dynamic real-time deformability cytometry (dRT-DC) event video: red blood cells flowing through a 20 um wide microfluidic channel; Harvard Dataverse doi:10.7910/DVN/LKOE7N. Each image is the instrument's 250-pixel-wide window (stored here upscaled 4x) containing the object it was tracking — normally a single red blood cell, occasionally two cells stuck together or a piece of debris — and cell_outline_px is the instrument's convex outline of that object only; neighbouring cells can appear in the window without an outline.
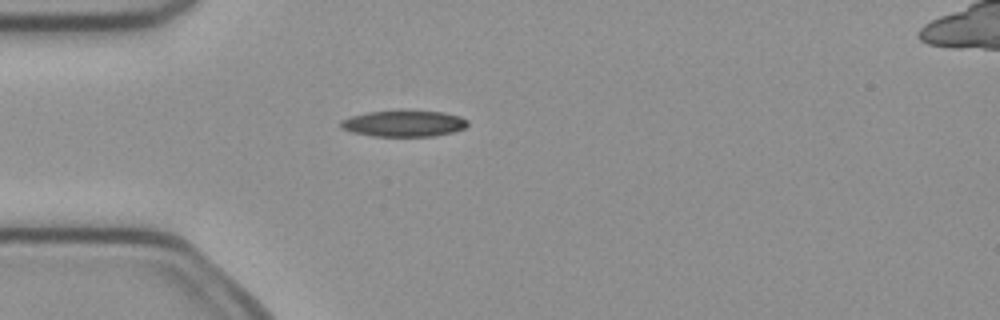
{"species": "common noctule bat (a hibernating species)", "species_latin": "Nyctalus noctula", "temperature_condition": "cold", "stored_images_in_passage": 3, "camera_frame_rate_fps": 3000, "um_per_image_px": 0.085, "animal": {"sex": "female", "body_mass_g": 21.9}, "frame": {"image": 1, "passage_image": 3, "time_ms": 0.667, "image_size_px": [1000, 320], "cell_outline_px": [[468, 124], [464, 128], [452, 132], [436, 136], [372, 136], [352, 132], [340, 128], [340, 120], [352, 116], [368, 112], [400, 108], [444, 112], [460, 116], [468, 120]], "centroid_in_image_um": [34.32, 10.46], "position_along_channel_um": 50.7, "area_um2": 20.11}}